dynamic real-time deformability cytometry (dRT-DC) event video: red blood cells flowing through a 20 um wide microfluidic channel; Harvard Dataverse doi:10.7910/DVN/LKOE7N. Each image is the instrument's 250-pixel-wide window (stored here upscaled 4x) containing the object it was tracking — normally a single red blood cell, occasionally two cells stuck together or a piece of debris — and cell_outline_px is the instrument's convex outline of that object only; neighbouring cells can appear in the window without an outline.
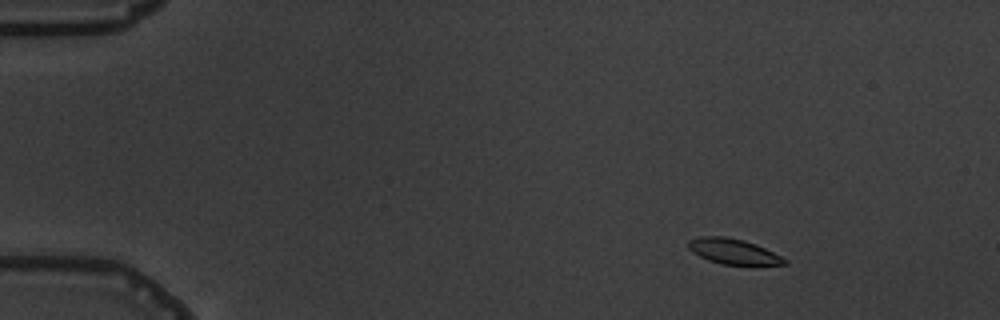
{"species": "common noctule bat (a hibernating species)", "species_latin": "Nyctalus noctula", "temperature_condition": "warm", "stored_images_in_passage": 6, "camera_frame_rate_fps": 3000, "um_per_image_px": 0.085, "animal": {"sex": "male", "body_mass_g": 19.5, "forearm_length_mm": 54.6}, "frame": {"image": 1, "passage_image": 2, "time_ms": 1.333, "image_size_px": [1000, 320], "cell_outline_px": [[788, 264], [756, 268], [720, 264], [708, 260], [692, 252], [688, 248], [688, 240], [700, 236], [724, 236], [744, 240], [756, 244], [788, 260]], "centroid_in_image_um": [62.41, 21.43], "position_along_channel_um": 22.6, "area_um2": 15.03}}
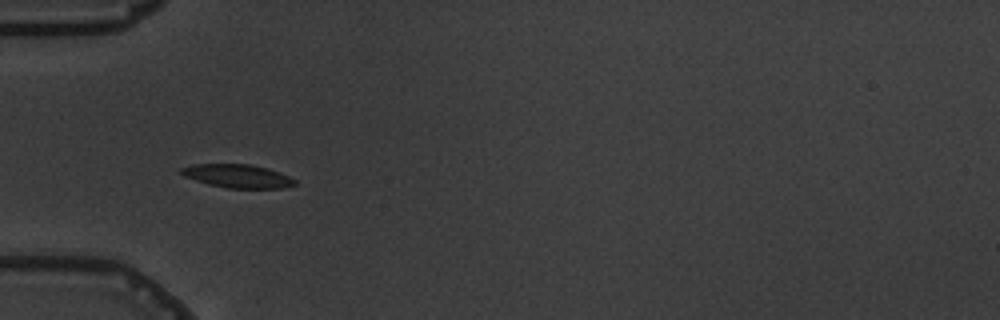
{"frame": {"image": 2, "passage_image": 5, "time_ms": 5.0, "image_size_px": [1000, 320], "cell_outline_px": [[296, 184], [280, 188], [228, 188], [208, 184], [184, 176], [180, 172], [180, 168], [192, 164], [248, 164], [268, 168], [288, 176], [296, 180]], "centroid_in_image_um": [20.17, 14.96], "position_along_channel_um": 64.8, "area_um2": 15.37}}